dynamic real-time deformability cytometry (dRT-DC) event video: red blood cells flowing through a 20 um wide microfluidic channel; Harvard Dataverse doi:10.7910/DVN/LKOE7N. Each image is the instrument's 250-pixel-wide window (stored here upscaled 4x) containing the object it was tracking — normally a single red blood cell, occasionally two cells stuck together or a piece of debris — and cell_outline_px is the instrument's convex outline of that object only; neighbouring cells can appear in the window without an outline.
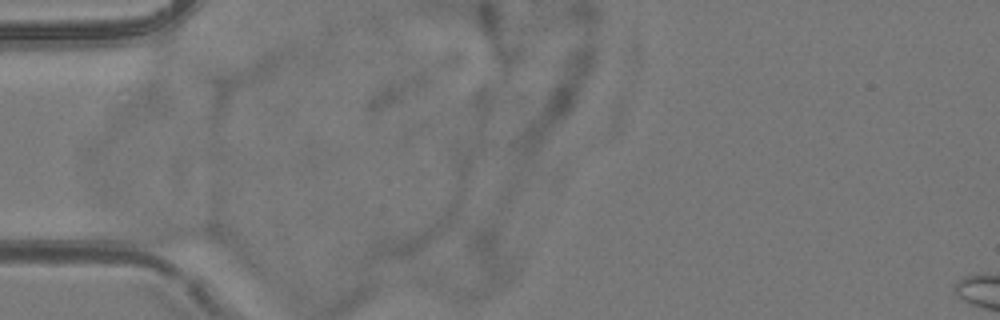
{"species": "common noctule bat (a hibernating species)", "species_latin": "Nyctalus noctula", "temperature_condition": "room temperature", "stored_images_in_passage": 2, "camera_frame_rate_fps": 3000, "um_per_image_px": 0.085, "animal": {"sex": "female", "body_mass_g": 24.6, "forearm_length_mm": 56.2}, "frame": {"image": 1, "passage_image": 1, "time_ms": 0.0, "image_size_px": [1000, 320], "cell_outline_px": [[224, 244], [160, 244], [132, 236], [112, 228], [120, 212], [144, 212], [216, 224], [224, 240]], "centroid_in_image_um": [14.24, 19.48], "position_along_channel_um": 70.8, "area_um2": 18.61}}